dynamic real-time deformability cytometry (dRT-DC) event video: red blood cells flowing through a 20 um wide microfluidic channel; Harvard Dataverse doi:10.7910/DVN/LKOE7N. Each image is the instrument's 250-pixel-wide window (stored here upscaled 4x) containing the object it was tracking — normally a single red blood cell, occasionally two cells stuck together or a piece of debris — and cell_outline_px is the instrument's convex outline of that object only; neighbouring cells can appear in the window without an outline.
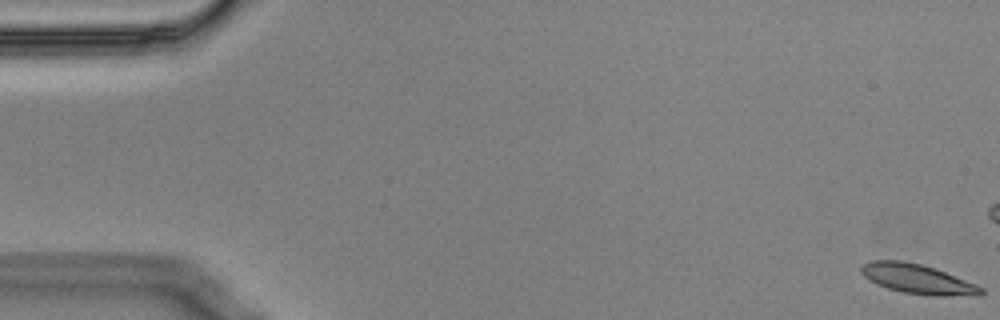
{"species": "Egyptian fruit bat (a non-hibernating species)", "species_latin": "Rousettus aegyptiacus", "temperature_condition": "cold", "stored_images_in_passage": 18, "camera_frame_rate_fps": 3000, "um_per_image_px": 0.085, "animal": {"sex": "male"}, "frame": {"image": 1, "passage_image": 1, "time_ms": 0.0, "image_size_px": [1000, 320], "cell_outline_px": [[984, 292], [980, 296], [932, 296], [904, 292], [888, 288], [876, 284], [864, 276], [860, 272], [860, 268], [864, 264], [872, 260], [904, 260], [920, 264], [944, 272], [976, 284], [984, 288]], "centroid_in_image_um": [78.01, 23.73], "position_along_channel_um": 7.0, "area_um2": 20.63}}